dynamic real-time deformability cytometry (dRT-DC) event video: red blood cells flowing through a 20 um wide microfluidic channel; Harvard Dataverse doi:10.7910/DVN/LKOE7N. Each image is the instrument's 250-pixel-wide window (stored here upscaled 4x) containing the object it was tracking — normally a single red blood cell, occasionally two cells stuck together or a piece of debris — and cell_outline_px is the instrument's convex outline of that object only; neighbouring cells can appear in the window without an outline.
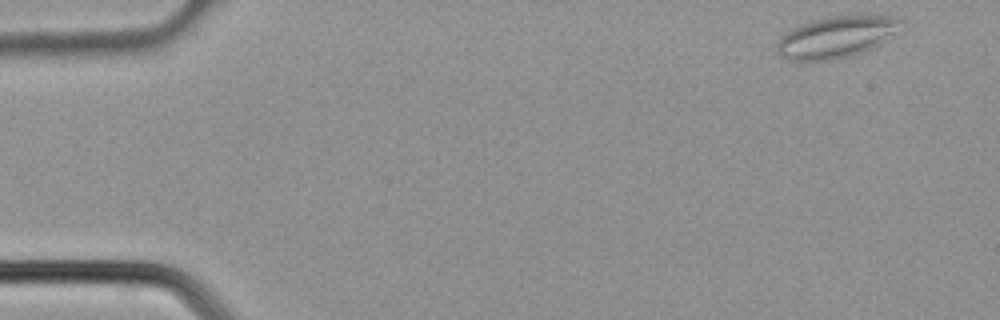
{"species": "common noctule bat (a hibernating species)", "species_latin": "Nyctalus noctula", "temperature_condition": "cold", "stored_images_in_passage": 3, "camera_frame_rate_fps": 3000, "um_per_image_px": 0.085, "animal": {"sex": "male", "body_mass_g": 21.5, "forearm_length_mm": 52.0}, "frame": {"image": 1, "passage_image": 1, "time_ms": 0.0, "image_size_px": [1000, 320], "cell_outline_px": [[900, 20], [892, 32], [876, 44], [852, 56], [832, 60], [788, 60], [780, 56], [776, 52], [776, 44], [792, 28], [800, 24], [812, 20], [828, 16], [896, 16]], "centroid_in_image_um": [70.94, 3.16], "position_along_channel_um": 14.1, "area_um2": 28.9}}